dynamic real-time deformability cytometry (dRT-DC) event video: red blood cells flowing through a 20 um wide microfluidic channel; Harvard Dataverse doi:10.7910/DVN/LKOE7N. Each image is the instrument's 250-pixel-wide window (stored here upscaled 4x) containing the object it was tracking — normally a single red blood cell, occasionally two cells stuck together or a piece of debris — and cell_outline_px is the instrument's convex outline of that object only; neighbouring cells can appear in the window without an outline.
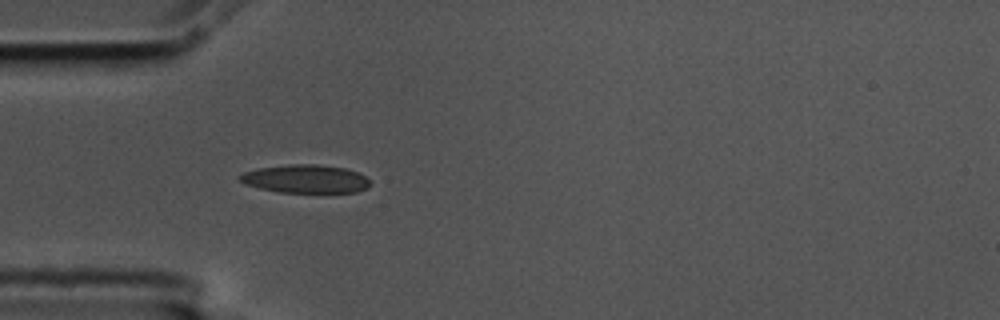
{"species": "common noctule bat (a hibernating species)", "species_latin": "Nyctalus noctula", "temperature_condition": "cold", "stored_images_in_passage": 5, "camera_frame_rate_fps": 3000, "um_per_image_px": 0.085, "animal": {"sex": "male", "body_mass_g": 17.5, "forearm_length_mm": 52.3}, "frame": {"image": 1, "passage_image": 5, "time_ms": 1.333, "image_size_px": [1000, 320], "cell_outline_px": [[368, 184], [364, 188], [356, 192], [280, 192], [260, 188], [244, 184], [236, 176], [244, 172], [260, 168], [292, 164], [316, 164], [344, 168], [356, 172], [364, 176], [368, 180]], "centroid_in_image_um": [25.91, 15.2], "position_along_channel_um": 59.1, "area_um2": 21.1}}